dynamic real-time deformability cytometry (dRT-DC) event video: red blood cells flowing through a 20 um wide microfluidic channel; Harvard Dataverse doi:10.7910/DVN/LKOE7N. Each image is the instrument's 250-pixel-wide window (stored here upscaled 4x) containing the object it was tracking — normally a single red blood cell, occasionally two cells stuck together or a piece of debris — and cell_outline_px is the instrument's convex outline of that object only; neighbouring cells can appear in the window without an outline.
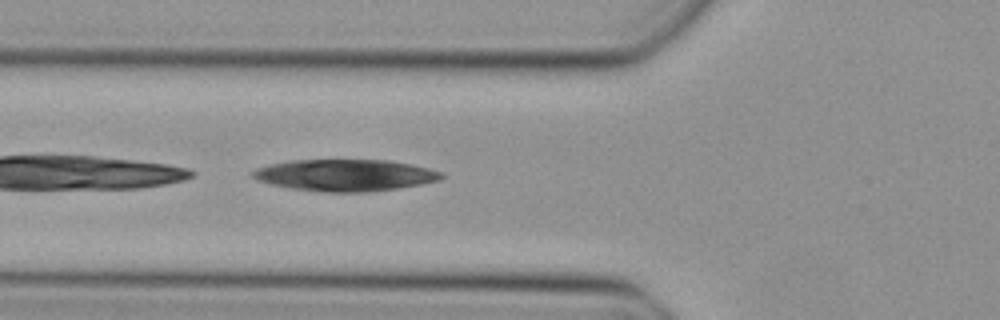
{"species": "Egyptian fruit bat (a non-hibernating species)", "species_latin": "Rousettus aegyptiacus", "temperature_condition": "cold", "stored_images_in_passage": 15, "camera_frame_rate_fps": 3000, "um_per_image_px": 0.085, "animal": {"sex": "female"}, "frame": {"image": 1, "passage_image": 3, "time_ms": 0.667, "image_size_px": [1000, 320], "cell_outline_px": [[444, 176], [440, 180], [400, 188], [368, 192], [324, 192], [288, 188], [268, 184], [252, 176], [252, 172], [256, 168], [288, 160], [388, 160], [428, 168], [440, 172]], "centroid_in_image_um": [29.31, 14.9], "position_along_channel_um": 96.5, "area_um2": 34.8}}
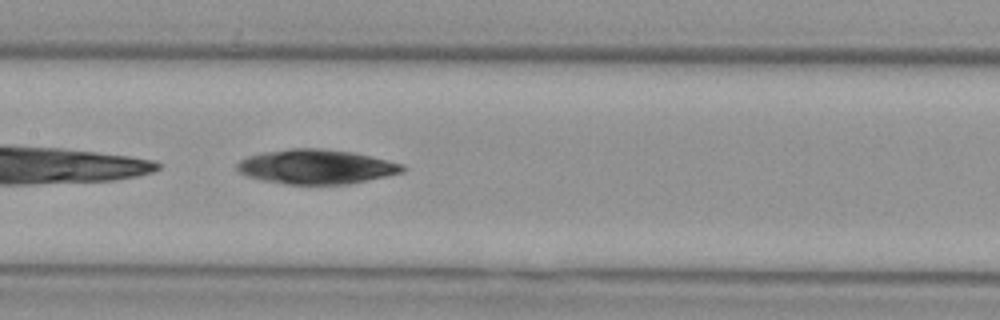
{"frame": {"image": 2, "passage_image": 9, "time_ms": 2.667, "image_size_px": [1000, 320], "cell_outline_px": [[408, 168], [404, 172], [348, 184], [288, 184], [264, 180], [248, 176], [240, 172], [236, 168], [236, 164], [240, 160], [248, 156], [264, 152], [292, 148], [320, 148], [352, 152], [404, 164]], "centroid_in_image_um": [26.9, 14.17], "position_along_channel_um": 180.5, "area_um2": 33.06}}
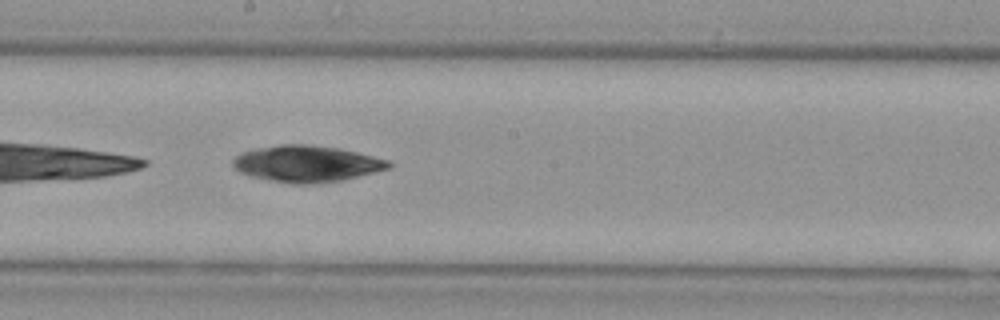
{"frame": {"image": 3, "passage_image": 12, "time_ms": 3.667, "image_size_px": [1000, 320], "cell_outline_px": [[392, 168], [340, 180], [308, 184], [300, 184], [272, 180], [252, 176], [240, 172], [232, 164], [232, 160], [236, 156], [252, 148], [280, 144], [308, 144], [340, 148], [392, 160]], "centroid_in_image_um": [26.11, 13.89], "position_along_channel_um": 222.1, "area_um2": 33.0}}